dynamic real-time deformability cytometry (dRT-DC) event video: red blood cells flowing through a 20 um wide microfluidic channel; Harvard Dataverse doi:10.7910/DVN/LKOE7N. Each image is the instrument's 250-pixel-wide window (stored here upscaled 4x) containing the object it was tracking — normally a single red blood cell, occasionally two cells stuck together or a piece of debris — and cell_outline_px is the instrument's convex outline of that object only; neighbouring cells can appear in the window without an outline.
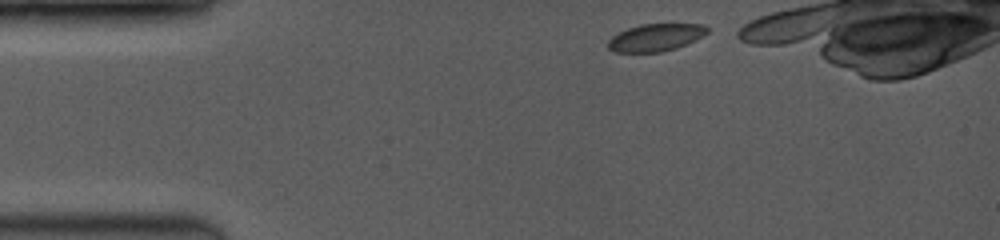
{"species": "common noctule bat (a hibernating species)", "species_latin": "Nyctalus noctula", "temperature_condition": "room temperature", "stored_images_in_passage": 7, "segment_of_instrument_passage": [1, 2], "camera_frame_rate_fps": 3500, "um_per_image_px": 0.085, "animal": {"sex": "female", "body_mass_g": 19.0, "forearm_length_mm": 53.3}, "frame": {"image": 1, "passage_image": 1, "time_ms": 0.0, "image_size_px": [1000, 240], "cell_outline_px": [[708, 32], [696, 40], [676, 48], [660, 52], [612, 52], [608, 48], [608, 40], [612, 36], [628, 28], [640, 24], [704, 24], [708, 28]], "centroid_in_image_um": [55.72, 3.19], "position_along_channel_um": 29.3, "area_um2": 15.84}}
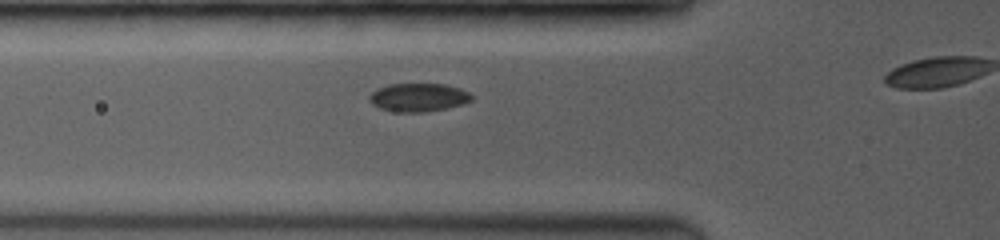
{"frame": {"image": 2, "passage_image": 6, "time_ms": 2.857, "image_size_px": [1000, 240], "cell_outline_px": [[472, 100], [464, 104], [448, 108], [424, 112], [400, 112], [380, 108], [372, 104], [368, 100], [368, 96], [376, 88], [388, 84], [444, 84], [460, 88], [468, 92], [472, 96]], "centroid_in_image_um": [35.55, 8.27], "position_along_channel_um": 90.2, "area_um2": 16.99}}